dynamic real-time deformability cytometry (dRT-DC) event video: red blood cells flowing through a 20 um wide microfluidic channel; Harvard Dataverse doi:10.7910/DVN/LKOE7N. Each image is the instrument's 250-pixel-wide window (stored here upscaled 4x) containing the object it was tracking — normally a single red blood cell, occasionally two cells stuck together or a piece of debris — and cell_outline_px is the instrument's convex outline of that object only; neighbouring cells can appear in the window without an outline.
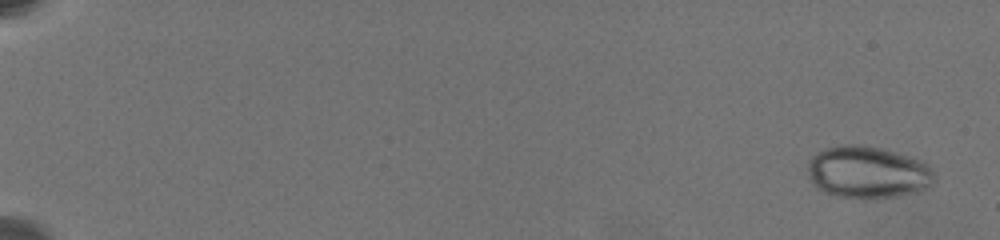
{"species": "common noctule bat (a hibernating species)", "species_latin": "Nyctalus noctula", "temperature_condition": "warm", "stored_images_in_passage": 54, "camera_frame_rate_fps": 3000, "um_per_image_px": 0.085, "animal": {"sex": "female", "body_mass_g": 19.5, "forearm_length_mm": 54.1}, "frame": {"image": 1, "passage_image": 1, "time_ms": 0.0, "image_size_px": [1000, 240], "cell_outline_px": [[936, 180], [928, 188], [888, 196], [836, 196], [824, 192], [816, 188], [808, 176], [808, 160], [816, 152], [824, 148], [844, 144], [864, 144], [912, 156], [928, 164], [932, 168], [936, 176]], "centroid_in_image_um": [73.74, 14.58], "position_along_channel_um": 11.3, "area_um2": 38.21}}
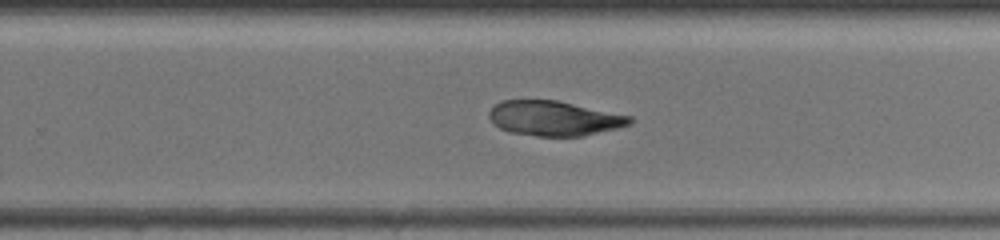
{"frame": {"image": 2, "passage_image": 30, "time_ms": 14.0, "image_size_px": [1000, 240], "cell_outline_px": [[632, 124], [584, 136], [536, 136], [508, 132], [500, 128], [488, 116], [488, 112], [500, 100], [556, 100], [632, 116]], "centroid_in_image_um": [47.1, 10.06], "position_along_channel_um": 282.7, "area_um2": 28.5}}
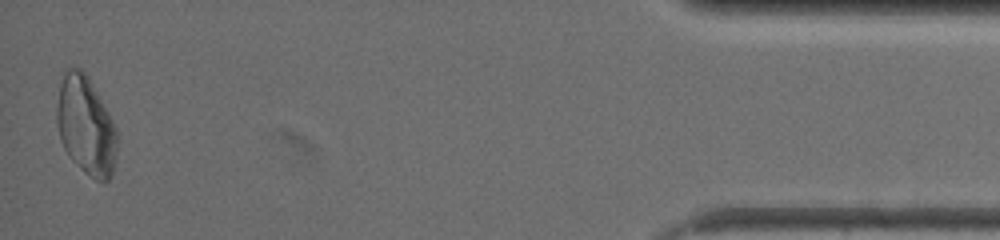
{"frame": {"image": 3, "passage_image": 53, "time_ms": 20.333, "image_size_px": [1000, 240], "cell_outline_px": [[116, 152], [112, 172], [108, 180], [96, 180], [80, 168], [68, 156], [60, 140], [56, 124], [56, 108], [60, 84], [64, 72], [68, 68], [80, 68], [88, 76], [108, 112], [116, 128]], "centroid_in_image_um": [7.26, 10.66], "position_along_channel_um": 427.9, "area_um2": 34.28}}